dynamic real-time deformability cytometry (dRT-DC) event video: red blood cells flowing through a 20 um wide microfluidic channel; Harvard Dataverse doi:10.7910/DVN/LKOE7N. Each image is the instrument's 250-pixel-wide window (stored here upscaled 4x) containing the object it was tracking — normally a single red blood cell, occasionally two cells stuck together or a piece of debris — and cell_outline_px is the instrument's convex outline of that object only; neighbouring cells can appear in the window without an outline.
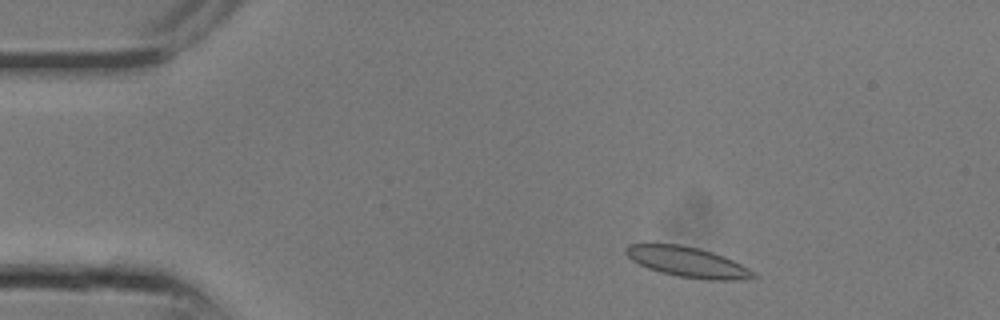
{"species": "common noctule bat (a hibernating species)", "species_latin": "Nyctalus noctula", "temperature_condition": "room temperature", "stored_images_in_passage": 10, "camera_frame_rate_fps": 3000, "um_per_image_px": 0.085, "animal": {"sex": "male", "body_mass_g": 13.3}, "frame": {"image": 1, "passage_image": 3, "time_ms": 0.667, "image_size_px": [1000, 320], "cell_outline_px": [[760, 276], [736, 280], [708, 280], [676, 276], [660, 272], [648, 268], [632, 260], [624, 252], [624, 248], [628, 244], [680, 244], [700, 248], [724, 256], [756, 272]], "centroid_in_image_um": [58.45, 22.27], "position_along_channel_um": 26.5, "area_um2": 22.54}}
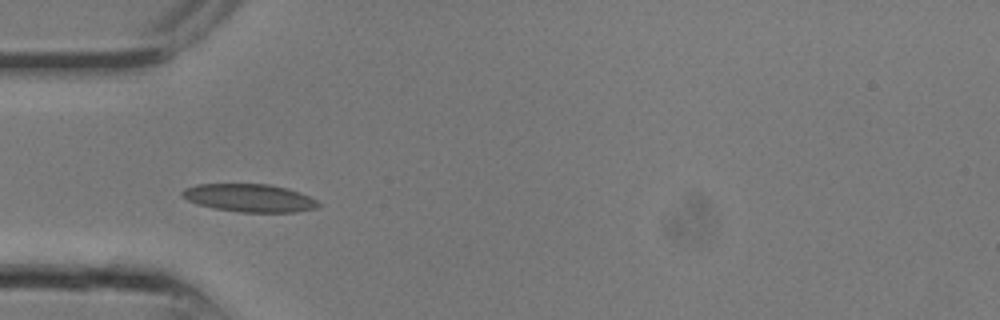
{"frame": {"image": 2, "passage_image": 7, "time_ms": 2.0, "image_size_px": [1000, 320], "cell_outline_px": [[320, 204], [316, 208], [296, 212], [240, 212], [216, 208], [196, 204], [180, 196], [180, 192], [184, 188], [196, 184], [268, 184], [288, 188], [300, 192], [316, 200]], "centroid_in_image_um": [21.17, 16.82], "position_along_channel_um": 63.8, "area_um2": 22.2}}
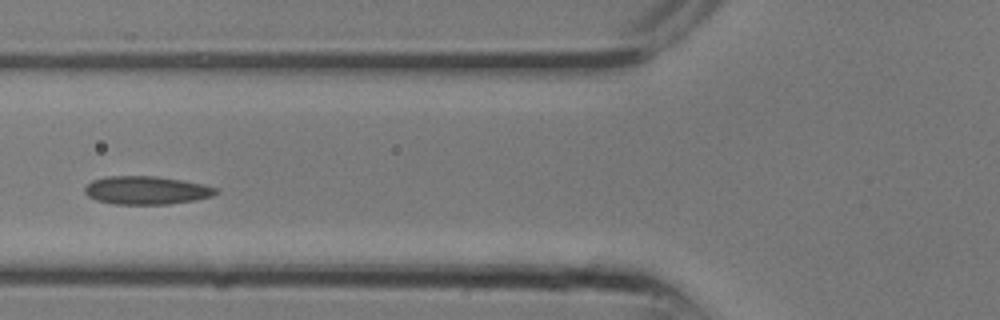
{"frame": {"image": 3, "passage_image": 9, "time_ms": 2.667, "image_size_px": [1000, 320], "cell_outline_px": [[220, 192], [212, 196], [196, 200], [168, 204], [112, 204], [96, 200], [88, 196], [84, 192], [84, 188], [92, 180], [108, 176], [156, 176], [204, 184], [220, 188]], "centroid_in_image_um": [12.48, 16.17], "position_along_channel_um": 113.3, "area_um2": 21.73}}